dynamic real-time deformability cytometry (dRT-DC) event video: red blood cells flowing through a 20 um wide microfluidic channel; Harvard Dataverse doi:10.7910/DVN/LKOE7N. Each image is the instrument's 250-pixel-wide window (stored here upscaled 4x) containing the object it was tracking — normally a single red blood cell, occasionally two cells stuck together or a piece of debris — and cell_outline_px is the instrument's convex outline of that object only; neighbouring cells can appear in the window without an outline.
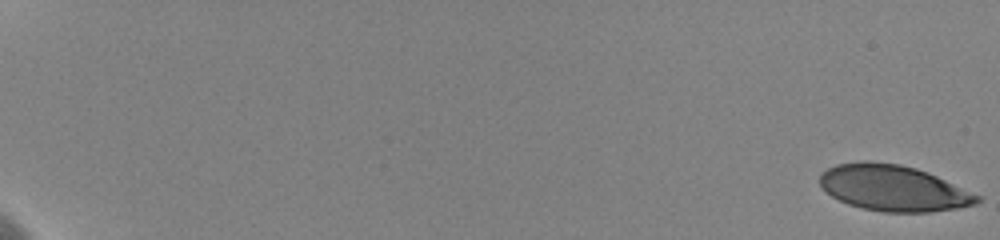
{"species": "human", "species_latin": "Homo sapiens", "temperature_condition": "cold", "stored_images_in_passage": 45, "camera_frame_rate_fps": 3000, "um_per_image_px": 0.085, "donor": {"sex": "female"}, "frame": {"image": 1, "passage_image": 1, "time_ms": 0.0, "image_size_px": [1000, 240], "cell_outline_px": [[984, 196], [976, 204], [956, 208], [932, 212], [884, 212], [860, 208], [848, 204], [832, 196], [820, 184], [820, 176], [828, 168], [836, 164], [864, 160], [868, 160], [900, 164], [916, 168], [936, 176]], "centroid_in_image_um": [75.97, 15.98], "position_along_channel_um": 9.0, "area_um2": 42.19}}
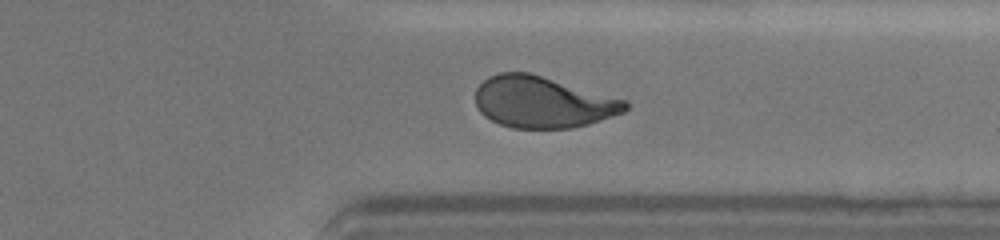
{"frame": {"image": 2, "passage_image": 36, "time_ms": 16.0, "image_size_px": [1000, 240], "cell_outline_px": [[628, 108], [624, 112], [588, 124], [572, 128], [512, 128], [500, 124], [484, 116], [480, 112], [476, 104], [476, 88], [488, 76], [500, 72], [528, 72], [628, 100]], "centroid_in_image_um": [46.13, 8.68], "position_along_channel_um": 365.3, "area_um2": 44.91}}
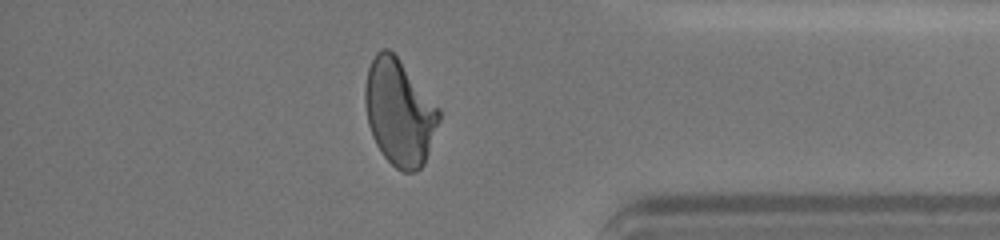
{"frame": {"image": 3, "passage_image": 39, "time_ms": 17.333, "image_size_px": [1000, 240], "cell_outline_px": [[440, 120], [424, 164], [416, 172], [404, 172], [396, 168], [384, 156], [376, 144], [372, 136], [368, 124], [364, 104], [364, 88], [368, 68], [376, 52], [380, 48], [388, 48], [396, 56], [440, 108]], "centroid_in_image_um": [33.93, 9.56], "position_along_channel_um": 401.3, "area_um2": 45.66}, "authors_computed_cell_mechanics": {"area_um2": 45.3152, "velocity_mm_per_s": 3.6246, "shape_relaxation_time_tau1_ms": 5.2956, "shape_relaxation_time_tau2_ms": 0.9747, "deformation_change_tau1": 0.1805, "deformation_change_tau2": 0.0734}}